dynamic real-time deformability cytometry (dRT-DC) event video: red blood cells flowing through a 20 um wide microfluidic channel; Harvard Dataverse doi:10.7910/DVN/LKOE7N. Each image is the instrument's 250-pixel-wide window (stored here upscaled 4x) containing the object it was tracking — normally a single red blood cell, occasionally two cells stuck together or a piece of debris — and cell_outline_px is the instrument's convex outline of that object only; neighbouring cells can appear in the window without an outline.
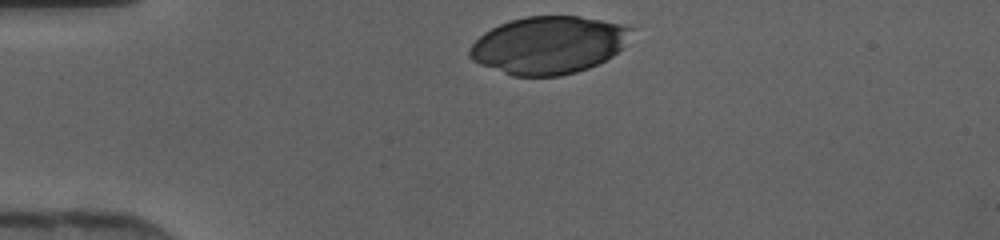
{"species": "human", "species_latin": "Homo sapiens", "temperature_condition": "cold", "stored_images_in_passage": 28, "camera_frame_rate_fps": 3000, "um_per_image_px": 0.085, "donor": {"sex": "female"}, "frame": {"image": 1, "passage_image": 1, "time_ms": 0.0, "image_size_px": [1000, 240], "cell_outline_px": [[636, 28], [624, 48], [612, 56], [588, 68], [576, 72], [560, 76], [512, 76], [480, 64], [472, 60], [468, 56], [468, 48], [484, 32], [500, 24], [512, 20], [528, 16], [580, 16], [628, 24]], "centroid_in_image_um": [46.69, 3.82], "position_along_channel_um": 38.3, "area_um2": 54.68}}